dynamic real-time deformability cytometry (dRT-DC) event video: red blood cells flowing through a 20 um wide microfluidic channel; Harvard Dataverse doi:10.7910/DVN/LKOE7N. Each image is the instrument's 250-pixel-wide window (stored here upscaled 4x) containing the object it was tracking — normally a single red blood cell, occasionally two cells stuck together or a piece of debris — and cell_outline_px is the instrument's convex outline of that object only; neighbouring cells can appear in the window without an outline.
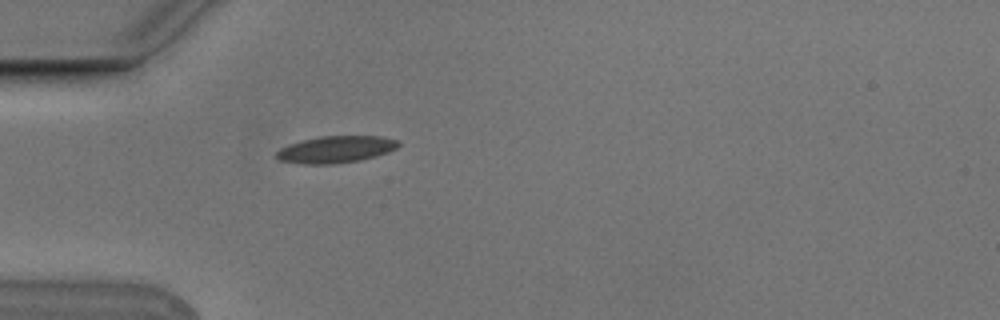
{"species": "Egyptian fruit bat (a non-hibernating species)", "species_latin": "Rousettus aegyptiacus", "temperature_condition": "cold", "stored_images_in_passage": 1, "camera_frame_rate_fps": 3000, "um_per_image_px": 0.085, "animal": {"sex": "male"}, "frame": {"image": 1, "passage_image": 1, "time_ms": 0.0, "image_size_px": [1000, 320], "cell_outline_px": [[400, 144], [396, 148], [388, 152], [376, 156], [360, 160], [332, 164], [300, 164], [280, 160], [276, 156], [276, 152], [280, 148], [288, 144], [320, 136], [380, 136], [396, 140]], "centroid_in_image_um": [28.53, 12.7], "position_along_channel_um": 56.5, "area_um2": 19.02}}